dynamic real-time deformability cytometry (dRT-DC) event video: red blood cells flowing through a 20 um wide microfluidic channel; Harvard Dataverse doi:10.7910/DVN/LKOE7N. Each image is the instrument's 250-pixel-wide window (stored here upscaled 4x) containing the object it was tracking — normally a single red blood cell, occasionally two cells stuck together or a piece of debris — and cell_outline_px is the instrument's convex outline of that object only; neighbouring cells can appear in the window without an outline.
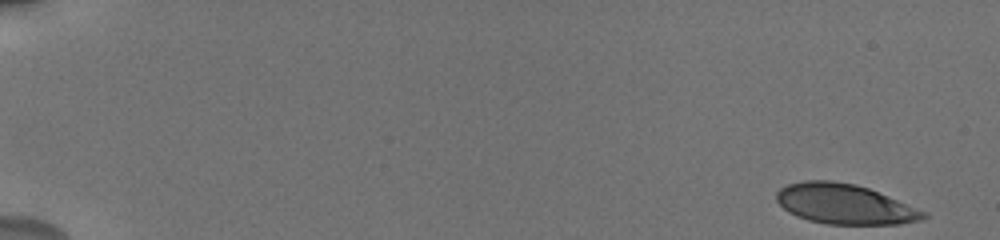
{"species": "human", "species_latin": "Homo sapiens", "temperature_condition": "cold", "stored_images_in_passage": 21, "camera_frame_rate_fps": 3000, "um_per_image_px": 0.085, "donor": {"sex": "male"}, "frame": {"image": 1, "passage_image": 1, "time_ms": 0.0, "image_size_px": [1000, 240], "cell_outline_px": [[928, 216], [920, 220], [900, 224], [828, 224], [808, 220], [796, 216], [788, 212], [776, 200], [776, 192], [780, 188], [788, 184], [804, 180], [832, 180], [856, 184], [868, 188], [928, 212]], "centroid_in_image_um": [71.78, 17.34], "position_along_channel_um": 13.2, "area_um2": 34.33}}
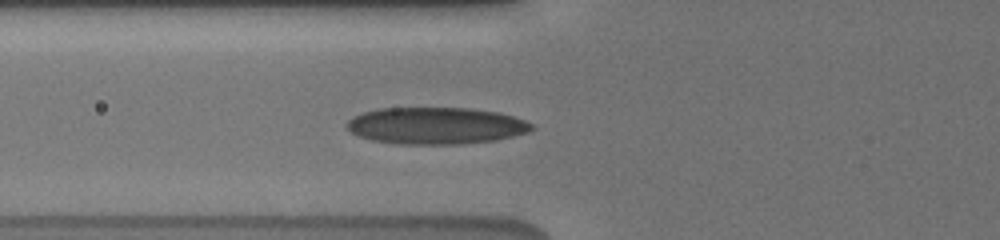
{"frame": {"image": 2, "passage_image": 15, "time_ms": 6.667, "image_size_px": [1000, 240], "cell_outline_px": [[536, 128], [528, 132], [496, 140], [464, 144], [400, 144], [372, 140], [360, 136], [352, 132], [344, 124], [352, 116], [364, 112], [380, 108], [472, 108], [496, 112], [512, 116], [524, 120], [532, 124]], "centroid_in_image_um": [37.05, 10.68], "position_along_channel_um": 88.7, "area_um2": 39.71}}
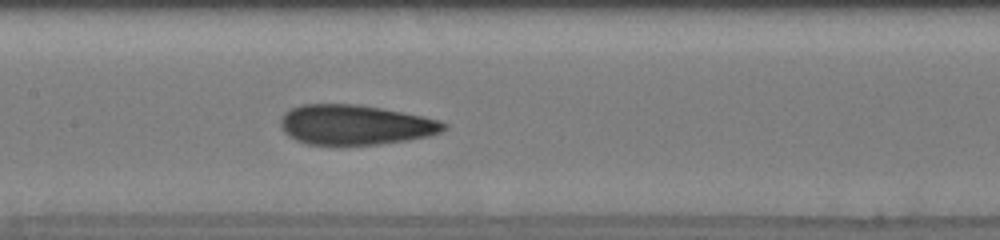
{"frame": {"image": 3, "passage_image": 21, "time_ms": 9.0, "image_size_px": [1000, 240], "cell_outline_px": [[448, 128], [440, 132], [428, 136], [408, 140], [380, 144], [308, 144], [296, 140], [288, 136], [280, 128], [280, 116], [288, 108], [300, 104], [360, 104], [424, 116], [440, 120], [448, 124]], "centroid_in_image_um": [30.17, 10.59], "position_along_channel_um": 177.2, "area_um2": 38.32}}